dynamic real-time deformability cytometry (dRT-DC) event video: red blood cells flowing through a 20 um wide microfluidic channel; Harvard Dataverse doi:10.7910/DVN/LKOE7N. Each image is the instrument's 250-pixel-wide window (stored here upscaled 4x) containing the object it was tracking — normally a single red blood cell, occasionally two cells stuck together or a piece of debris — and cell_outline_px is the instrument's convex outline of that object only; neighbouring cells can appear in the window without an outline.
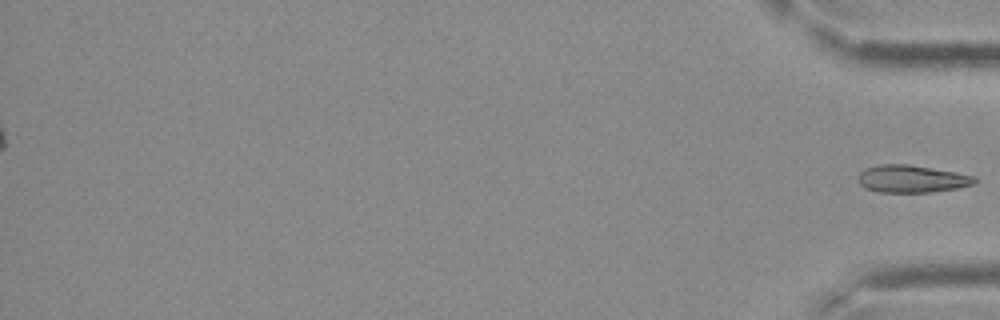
{"species": "Egyptian fruit bat (a non-hibernating species)", "species_latin": "Rousettus aegyptiacus", "temperature_condition": "cold", "stored_images_in_passage": 31, "segment_of_instrument_passage": [2, 2], "camera_frame_rate_fps": 3000, "um_per_image_px": 0.085, "frame": {"image": 1, "passage_image": 31, "time_ms": 10.0, "image_size_px": [1000, 320], "cell_outline_px": [[976, 180], [972, 184], [960, 188], [932, 192], [876, 192], [864, 188], [856, 180], [856, 176], [864, 168], [876, 164], [908, 164], [956, 172], [976, 176]], "centroid_in_image_um": [77.44, 15.2], "position_along_channel_um": 357.8, "area_um2": 18.96}}